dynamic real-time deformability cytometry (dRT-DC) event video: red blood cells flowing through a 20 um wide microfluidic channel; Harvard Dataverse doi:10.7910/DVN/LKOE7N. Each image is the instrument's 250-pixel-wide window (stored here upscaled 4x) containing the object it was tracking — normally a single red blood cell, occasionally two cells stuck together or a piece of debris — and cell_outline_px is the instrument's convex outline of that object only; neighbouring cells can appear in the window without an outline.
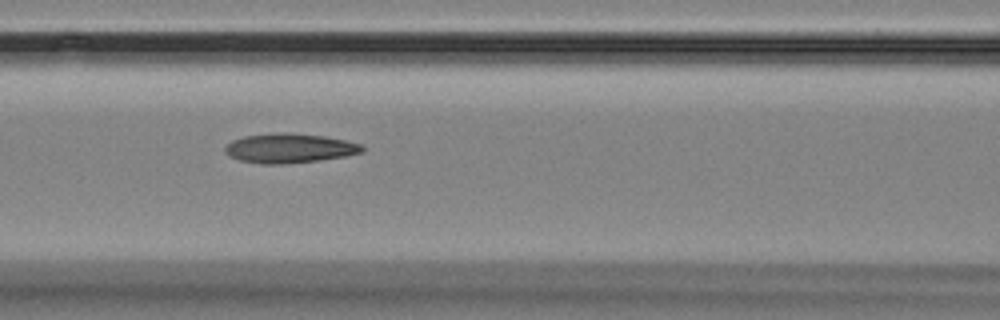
{"species": "Egyptian fruit bat (a non-hibernating species)", "species_latin": "Rousettus aegyptiacus", "temperature_condition": "room temperature", "stored_images_in_passage": 11, "camera_frame_rate_fps": 3000, "um_per_image_px": 0.085, "animal": {"sex": "female"}, "frame": {"image": 1, "passage_image": 7, "time_ms": 6.667, "image_size_px": [1000, 320], "cell_outline_px": [[364, 152], [344, 156], [320, 160], [280, 164], [260, 164], [240, 160], [224, 152], [224, 148], [232, 140], [244, 136], [280, 132], [284, 132], [324, 136], [344, 140], [360, 144], [364, 148]], "centroid_in_image_um": [24.59, 12.6], "position_along_channel_um": 142.0, "area_um2": 23.35}}
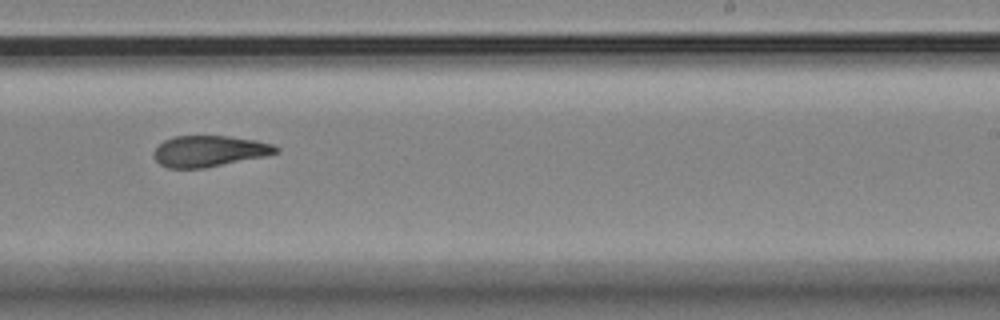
{"frame": {"image": 2, "passage_image": 10, "time_ms": 10.333, "image_size_px": [1000, 320], "cell_outline_px": [[280, 152], [264, 156], [204, 168], [168, 168], [160, 164], [156, 160], [152, 152], [164, 140], [176, 136], [228, 136], [256, 140], [276, 144], [280, 148]], "centroid_in_image_um": [17.82, 12.84], "position_along_channel_um": 271.2, "area_um2": 22.14}}
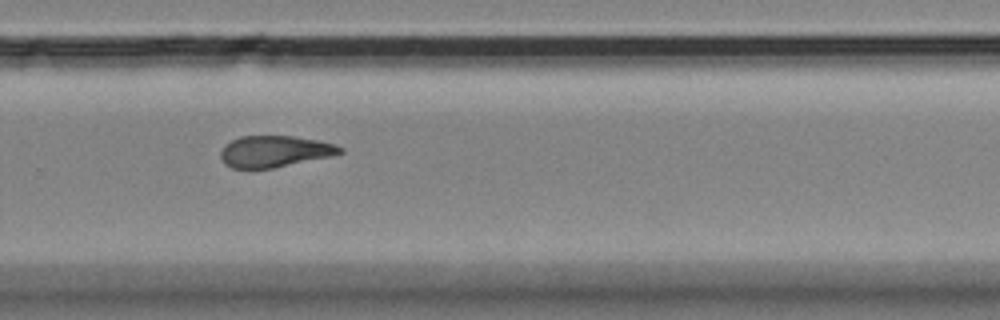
{"frame": {"image": 3, "passage_image": 11, "time_ms": 11.333, "image_size_px": [1000, 320], "cell_outline_px": [[344, 152], [332, 156], [272, 168], [232, 168], [224, 164], [220, 156], [220, 152], [224, 144], [240, 136], [292, 136], [320, 140], [336, 144], [344, 148]], "centroid_in_image_um": [23.36, 12.86], "position_along_channel_um": 306.4, "area_um2": 22.02}}